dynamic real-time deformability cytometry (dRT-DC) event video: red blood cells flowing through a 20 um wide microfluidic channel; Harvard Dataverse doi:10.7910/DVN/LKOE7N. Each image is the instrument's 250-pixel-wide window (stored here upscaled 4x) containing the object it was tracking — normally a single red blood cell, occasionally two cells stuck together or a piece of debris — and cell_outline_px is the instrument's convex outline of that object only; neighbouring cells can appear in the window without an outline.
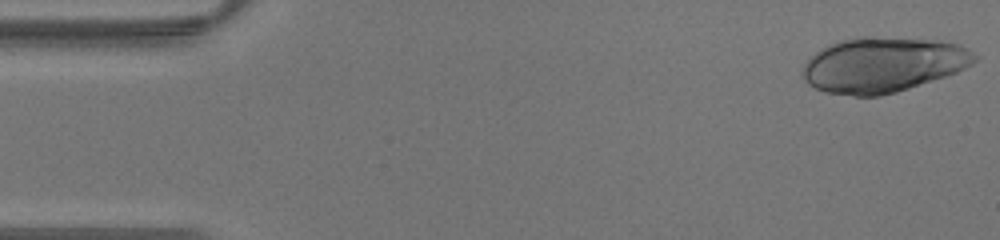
{"species": "human", "species_latin": "Homo sapiens", "temperature_condition": "warm", "stored_images_in_passage": 20, "camera_frame_rate_fps": 3000, "um_per_image_px": 0.085, "donor": {"sex": "male"}, "frame": {"image": 1, "passage_image": 1, "time_ms": 0.0, "image_size_px": [1000, 240], "cell_outline_px": [[980, 56], [972, 64], [956, 72], [896, 92], [880, 96], [856, 96], [824, 92], [808, 84], [804, 80], [804, 64], [820, 48], [840, 40], [864, 36], [940, 40], [960, 44], [968, 48]], "centroid_in_image_um": [75.08, 5.49], "position_along_channel_um": 9.9, "area_um2": 55.14}}
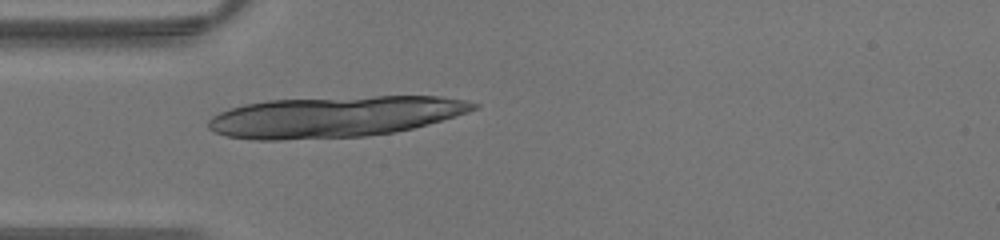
{"frame": {"image": 2, "passage_image": 12, "time_ms": 3.667, "image_size_px": [1000, 240], "cell_outline_px": [[480, 108], [468, 112], [428, 124], [396, 132], [368, 136], [280, 140], [256, 140], [224, 136], [208, 128], [208, 120], [212, 116], [220, 112], [244, 104], [268, 100], [376, 96], [440, 96], [464, 100], [480, 104]], "centroid_in_image_um": [28.44, 9.92], "position_along_channel_um": 56.6, "area_um2": 63.46}}